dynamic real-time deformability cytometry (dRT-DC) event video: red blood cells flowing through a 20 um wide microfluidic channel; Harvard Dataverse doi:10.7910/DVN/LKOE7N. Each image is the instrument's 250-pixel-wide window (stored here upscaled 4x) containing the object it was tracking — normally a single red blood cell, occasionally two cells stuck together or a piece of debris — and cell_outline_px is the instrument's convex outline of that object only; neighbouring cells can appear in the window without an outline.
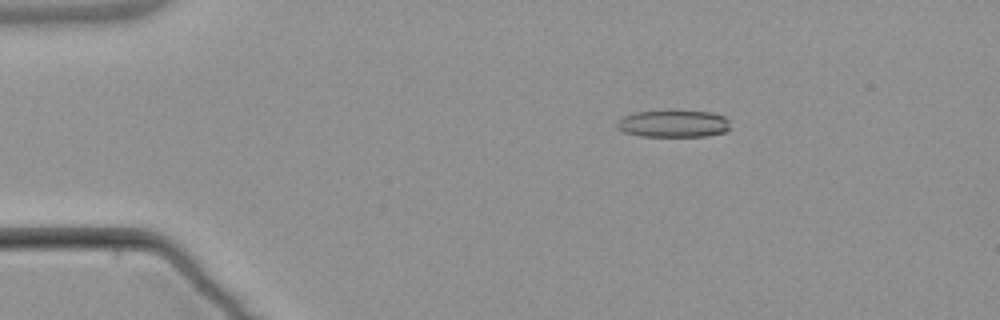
{"species": "common noctule bat (a hibernating species)", "species_latin": "Nyctalus noctula", "temperature_condition": "warm", "stored_images_in_passage": 4, "camera_frame_rate_fps": 3000, "um_per_image_px": 0.085, "animal": {"sex": "male", "body_mass_g": 21.5, "forearm_length_mm": 52.0}, "frame": {"image": 1, "passage_image": 2, "time_ms": 2.333, "image_size_px": [1000, 320], "cell_outline_px": [[732, 128], [724, 132], [704, 136], [640, 136], [624, 132], [616, 128], [616, 124], [624, 116], [636, 112], [712, 112], [724, 116], [728, 120]], "centroid_in_image_um": [57.26, 10.54], "position_along_channel_um": 27.7, "area_um2": 17.57}}